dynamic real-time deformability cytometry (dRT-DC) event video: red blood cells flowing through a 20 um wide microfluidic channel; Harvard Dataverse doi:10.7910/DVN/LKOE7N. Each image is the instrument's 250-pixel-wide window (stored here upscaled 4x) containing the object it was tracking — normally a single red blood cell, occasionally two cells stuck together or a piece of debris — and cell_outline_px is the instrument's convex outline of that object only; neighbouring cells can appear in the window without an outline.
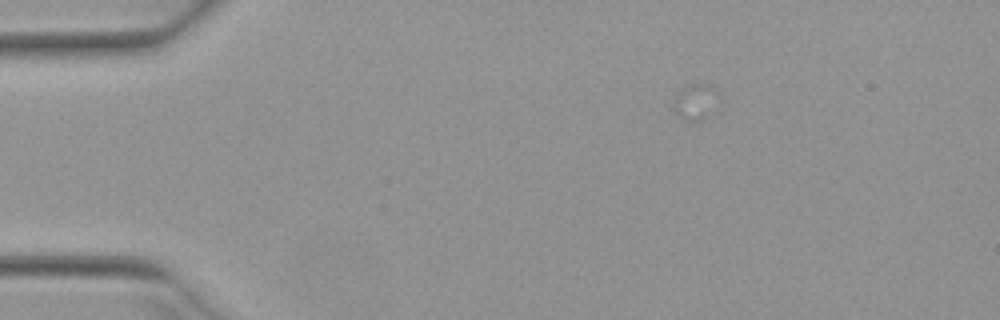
{"species": "Egyptian fruit bat (a non-hibernating species)", "species_latin": "Rousettus aegyptiacus", "temperature_condition": "warm", "stored_images_in_passage": 1, "camera_frame_rate_fps": 3000, "um_per_image_px": 0.085, "animal": {"sex": "female"}, "frame": {"image": 1, "passage_image": 1, "time_ms": 0.0, "image_size_px": [1000, 320], "cell_outline_px": [[720, 112], [700, 124], [692, 124], [684, 120], [672, 108], [672, 104], [676, 92], [688, 84], [708, 84], [716, 88], [720, 96]], "centroid_in_image_um": [59.24, 8.75], "position_along_channel_um": 25.8, "area_um2": 10.92}}